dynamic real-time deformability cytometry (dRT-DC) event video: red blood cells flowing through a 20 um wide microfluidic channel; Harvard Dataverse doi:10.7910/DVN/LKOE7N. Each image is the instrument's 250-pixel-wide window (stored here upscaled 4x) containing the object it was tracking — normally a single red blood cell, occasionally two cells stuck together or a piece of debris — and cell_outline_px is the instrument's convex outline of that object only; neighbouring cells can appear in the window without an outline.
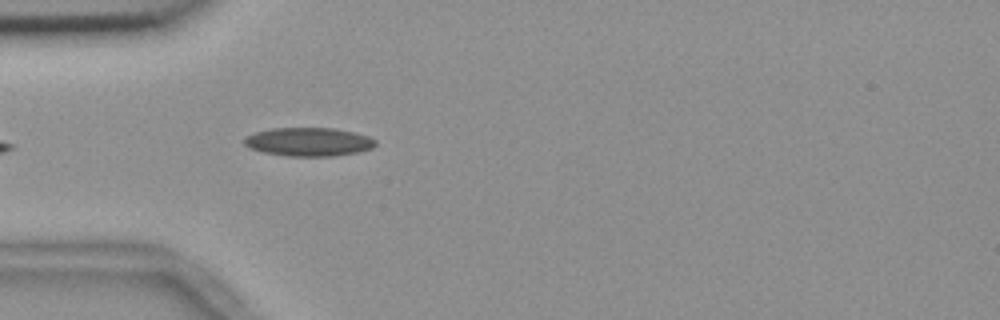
{"species": "common noctule bat (a hibernating species)", "species_latin": "Nyctalus noctula", "temperature_condition": "room temperature", "stored_images_in_passage": 3, "camera_frame_rate_fps": 3000, "um_per_image_px": 0.085, "animal": {"sex": "female", "body_mass_g": 18.4}, "frame": {"image": 1, "passage_image": 3, "time_ms": 0.667, "image_size_px": [1000, 320], "cell_outline_px": [[376, 144], [372, 148], [356, 152], [332, 156], [288, 156], [264, 152], [252, 148], [244, 144], [244, 140], [248, 136], [256, 132], [272, 128], [332, 128], [352, 132], [368, 136], [376, 140]], "centroid_in_image_um": [26.25, 12.05], "position_along_channel_um": 58.7, "area_um2": 21.5}}